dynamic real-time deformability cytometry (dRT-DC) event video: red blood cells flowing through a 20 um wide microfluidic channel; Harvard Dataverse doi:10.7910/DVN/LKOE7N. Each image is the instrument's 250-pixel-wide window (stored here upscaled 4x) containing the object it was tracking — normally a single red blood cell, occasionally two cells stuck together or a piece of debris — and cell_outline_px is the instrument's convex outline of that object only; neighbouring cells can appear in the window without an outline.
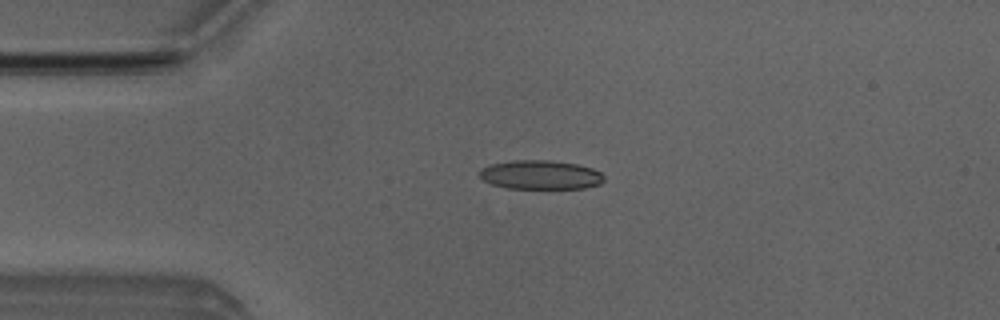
{"species": "Egyptian fruit bat (a non-hibernating species)", "species_latin": "Rousettus aegyptiacus", "temperature_condition": "room temperature", "stored_images_in_passage": 4, "camera_frame_rate_fps": 3000, "um_per_image_px": 0.085, "animal": {"sex": "male"}, "frame": {"image": 1, "passage_image": 3, "time_ms": 2.333, "image_size_px": [1000, 320], "cell_outline_px": [[604, 180], [600, 184], [584, 188], [508, 188], [492, 184], [484, 180], [480, 176], [480, 168], [492, 164], [516, 160], [548, 160], [576, 164], [592, 168], [600, 172], [604, 176]], "centroid_in_image_um": [45.96, 14.86], "position_along_channel_um": 39.0, "area_um2": 20.87}}